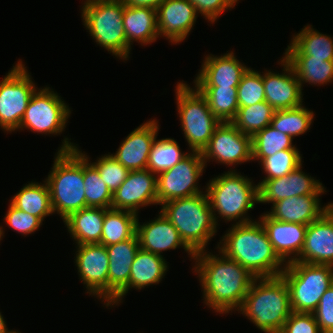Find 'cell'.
Instances as JSON below:
<instances>
[{"instance_id": "60d3db41", "label": "cell", "mask_w": 333, "mask_h": 333, "mask_svg": "<svg viewBox=\"0 0 333 333\" xmlns=\"http://www.w3.org/2000/svg\"><path fill=\"white\" fill-rule=\"evenodd\" d=\"M91 163L97 168L101 179L112 194L125 181L129 170L118 162L110 153L100 156L96 162Z\"/></svg>"}, {"instance_id": "e575fe53", "label": "cell", "mask_w": 333, "mask_h": 333, "mask_svg": "<svg viewBox=\"0 0 333 333\" xmlns=\"http://www.w3.org/2000/svg\"><path fill=\"white\" fill-rule=\"evenodd\" d=\"M314 116V112L304 107V104L291 109L275 110L270 126L294 139L310 130Z\"/></svg>"}, {"instance_id": "ab89813d", "label": "cell", "mask_w": 333, "mask_h": 333, "mask_svg": "<svg viewBox=\"0 0 333 333\" xmlns=\"http://www.w3.org/2000/svg\"><path fill=\"white\" fill-rule=\"evenodd\" d=\"M239 107L252 106L265 101V91L260 71L248 68L237 86Z\"/></svg>"}, {"instance_id": "f546056e", "label": "cell", "mask_w": 333, "mask_h": 333, "mask_svg": "<svg viewBox=\"0 0 333 333\" xmlns=\"http://www.w3.org/2000/svg\"><path fill=\"white\" fill-rule=\"evenodd\" d=\"M17 209L39 217L42 221L46 216L53 215L50 190L47 182L31 181L25 184L9 201Z\"/></svg>"}, {"instance_id": "ba28073f", "label": "cell", "mask_w": 333, "mask_h": 333, "mask_svg": "<svg viewBox=\"0 0 333 333\" xmlns=\"http://www.w3.org/2000/svg\"><path fill=\"white\" fill-rule=\"evenodd\" d=\"M183 80L175 86L180 126L190 151L202 152L221 122L211 112L206 98Z\"/></svg>"}, {"instance_id": "d4e9b609", "label": "cell", "mask_w": 333, "mask_h": 333, "mask_svg": "<svg viewBox=\"0 0 333 333\" xmlns=\"http://www.w3.org/2000/svg\"><path fill=\"white\" fill-rule=\"evenodd\" d=\"M326 191L322 186L315 194L292 196L275 202L266 213L277 221L309 225L318 220L333 205V202L321 205L320 197Z\"/></svg>"}, {"instance_id": "ac0fdd59", "label": "cell", "mask_w": 333, "mask_h": 333, "mask_svg": "<svg viewBox=\"0 0 333 333\" xmlns=\"http://www.w3.org/2000/svg\"><path fill=\"white\" fill-rule=\"evenodd\" d=\"M136 235L142 250L164 256V251L183 248L190 255L188 257L194 260L195 253L185 244L178 230L161 211L153 220L143 224H140L138 215Z\"/></svg>"}, {"instance_id": "7c38bea8", "label": "cell", "mask_w": 333, "mask_h": 333, "mask_svg": "<svg viewBox=\"0 0 333 333\" xmlns=\"http://www.w3.org/2000/svg\"><path fill=\"white\" fill-rule=\"evenodd\" d=\"M204 168L206 165L201 152L190 151L171 169L159 173L157 175L158 205L161 206L173 199L187 198L205 192L198 185Z\"/></svg>"}, {"instance_id": "277c9868", "label": "cell", "mask_w": 333, "mask_h": 333, "mask_svg": "<svg viewBox=\"0 0 333 333\" xmlns=\"http://www.w3.org/2000/svg\"><path fill=\"white\" fill-rule=\"evenodd\" d=\"M264 333H279L292 313L290 293L284 278H255L237 310Z\"/></svg>"}, {"instance_id": "5bb4252c", "label": "cell", "mask_w": 333, "mask_h": 333, "mask_svg": "<svg viewBox=\"0 0 333 333\" xmlns=\"http://www.w3.org/2000/svg\"><path fill=\"white\" fill-rule=\"evenodd\" d=\"M75 266L86 293L102 300L108 308L109 258L106 246L100 243L76 245Z\"/></svg>"}, {"instance_id": "8d00e7d4", "label": "cell", "mask_w": 333, "mask_h": 333, "mask_svg": "<svg viewBox=\"0 0 333 333\" xmlns=\"http://www.w3.org/2000/svg\"><path fill=\"white\" fill-rule=\"evenodd\" d=\"M297 148L293 144V138L282 133L270 125L260 130L252 137V158L260 162L275 153L284 150Z\"/></svg>"}, {"instance_id": "4316f807", "label": "cell", "mask_w": 333, "mask_h": 333, "mask_svg": "<svg viewBox=\"0 0 333 333\" xmlns=\"http://www.w3.org/2000/svg\"><path fill=\"white\" fill-rule=\"evenodd\" d=\"M284 56H311L312 58L333 61V37L314 29L307 24L300 32L292 35Z\"/></svg>"}, {"instance_id": "cb8c5ba5", "label": "cell", "mask_w": 333, "mask_h": 333, "mask_svg": "<svg viewBox=\"0 0 333 333\" xmlns=\"http://www.w3.org/2000/svg\"><path fill=\"white\" fill-rule=\"evenodd\" d=\"M258 219L279 258L285 264L296 261L302 252L308 225L277 221L265 212Z\"/></svg>"}, {"instance_id": "2e32d148", "label": "cell", "mask_w": 333, "mask_h": 333, "mask_svg": "<svg viewBox=\"0 0 333 333\" xmlns=\"http://www.w3.org/2000/svg\"><path fill=\"white\" fill-rule=\"evenodd\" d=\"M139 239L135 234L128 240L106 246L109 258L108 268V307L119 306L127 294L131 266L137 251Z\"/></svg>"}, {"instance_id": "d6986e66", "label": "cell", "mask_w": 333, "mask_h": 333, "mask_svg": "<svg viewBox=\"0 0 333 333\" xmlns=\"http://www.w3.org/2000/svg\"><path fill=\"white\" fill-rule=\"evenodd\" d=\"M198 74L193 80L195 87H237L249 68L240 62L233 51L204 57Z\"/></svg>"}, {"instance_id": "30bf717a", "label": "cell", "mask_w": 333, "mask_h": 333, "mask_svg": "<svg viewBox=\"0 0 333 333\" xmlns=\"http://www.w3.org/2000/svg\"><path fill=\"white\" fill-rule=\"evenodd\" d=\"M50 87L37 88L32 94L19 130H30L42 135H60L65 131L71 108Z\"/></svg>"}, {"instance_id": "8fae6325", "label": "cell", "mask_w": 333, "mask_h": 333, "mask_svg": "<svg viewBox=\"0 0 333 333\" xmlns=\"http://www.w3.org/2000/svg\"><path fill=\"white\" fill-rule=\"evenodd\" d=\"M36 87L23 61L15 66L0 81V128L12 133L19 129L28 102Z\"/></svg>"}, {"instance_id": "74e56055", "label": "cell", "mask_w": 333, "mask_h": 333, "mask_svg": "<svg viewBox=\"0 0 333 333\" xmlns=\"http://www.w3.org/2000/svg\"><path fill=\"white\" fill-rule=\"evenodd\" d=\"M189 152H182L174 138L154 140L148 158L147 169L158 175L171 169L175 164L184 159Z\"/></svg>"}, {"instance_id": "ffe728a7", "label": "cell", "mask_w": 333, "mask_h": 333, "mask_svg": "<svg viewBox=\"0 0 333 333\" xmlns=\"http://www.w3.org/2000/svg\"><path fill=\"white\" fill-rule=\"evenodd\" d=\"M198 16L188 0H165L157 8L159 36L171 44H180L193 30Z\"/></svg>"}, {"instance_id": "d6a6232c", "label": "cell", "mask_w": 333, "mask_h": 333, "mask_svg": "<svg viewBox=\"0 0 333 333\" xmlns=\"http://www.w3.org/2000/svg\"><path fill=\"white\" fill-rule=\"evenodd\" d=\"M206 98L214 116L221 122H232L238 112L237 87H196Z\"/></svg>"}, {"instance_id": "52a82bcc", "label": "cell", "mask_w": 333, "mask_h": 333, "mask_svg": "<svg viewBox=\"0 0 333 333\" xmlns=\"http://www.w3.org/2000/svg\"><path fill=\"white\" fill-rule=\"evenodd\" d=\"M122 0H84L81 18L92 39L118 59L127 61L131 49L123 25Z\"/></svg>"}, {"instance_id": "4fadbf2b", "label": "cell", "mask_w": 333, "mask_h": 333, "mask_svg": "<svg viewBox=\"0 0 333 333\" xmlns=\"http://www.w3.org/2000/svg\"><path fill=\"white\" fill-rule=\"evenodd\" d=\"M201 155L206 167L211 160L227 167L253 161L252 137L239 131L231 122L221 123Z\"/></svg>"}, {"instance_id": "8992f818", "label": "cell", "mask_w": 333, "mask_h": 333, "mask_svg": "<svg viewBox=\"0 0 333 333\" xmlns=\"http://www.w3.org/2000/svg\"><path fill=\"white\" fill-rule=\"evenodd\" d=\"M161 206L160 211L194 253L207 250L208 242L216 236L218 225L206 191L187 198L173 199Z\"/></svg>"}, {"instance_id": "bcb514c9", "label": "cell", "mask_w": 333, "mask_h": 333, "mask_svg": "<svg viewBox=\"0 0 333 333\" xmlns=\"http://www.w3.org/2000/svg\"><path fill=\"white\" fill-rule=\"evenodd\" d=\"M4 316L2 315V312L0 311V333H21L18 330H8L6 321L4 320Z\"/></svg>"}, {"instance_id": "1f68e13d", "label": "cell", "mask_w": 333, "mask_h": 333, "mask_svg": "<svg viewBox=\"0 0 333 333\" xmlns=\"http://www.w3.org/2000/svg\"><path fill=\"white\" fill-rule=\"evenodd\" d=\"M137 218L138 215L129 211L105 208L100 244L110 246L133 237Z\"/></svg>"}, {"instance_id": "3957f363", "label": "cell", "mask_w": 333, "mask_h": 333, "mask_svg": "<svg viewBox=\"0 0 333 333\" xmlns=\"http://www.w3.org/2000/svg\"><path fill=\"white\" fill-rule=\"evenodd\" d=\"M63 139L45 179L50 190L53 212L61 216L62 220L74 212L87 208L83 154L77 144L70 141L71 139L68 137Z\"/></svg>"}, {"instance_id": "6da1fadb", "label": "cell", "mask_w": 333, "mask_h": 333, "mask_svg": "<svg viewBox=\"0 0 333 333\" xmlns=\"http://www.w3.org/2000/svg\"><path fill=\"white\" fill-rule=\"evenodd\" d=\"M217 252L216 255L207 250L195 253L192 273L198 275L203 303L223 315L240 308L256 277L237 261Z\"/></svg>"}, {"instance_id": "7402d4cb", "label": "cell", "mask_w": 333, "mask_h": 333, "mask_svg": "<svg viewBox=\"0 0 333 333\" xmlns=\"http://www.w3.org/2000/svg\"><path fill=\"white\" fill-rule=\"evenodd\" d=\"M302 164L288 175L258 182L259 203L278 202L292 196L315 194L323 184L302 171Z\"/></svg>"}, {"instance_id": "ee69618b", "label": "cell", "mask_w": 333, "mask_h": 333, "mask_svg": "<svg viewBox=\"0 0 333 333\" xmlns=\"http://www.w3.org/2000/svg\"><path fill=\"white\" fill-rule=\"evenodd\" d=\"M279 333H322L313 313L292 312Z\"/></svg>"}, {"instance_id": "f1b7e54d", "label": "cell", "mask_w": 333, "mask_h": 333, "mask_svg": "<svg viewBox=\"0 0 333 333\" xmlns=\"http://www.w3.org/2000/svg\"><path fill=\"white\" fill-rule=\"evenodd\" d=\"M167 263L164 256L140 248L131 266L127 293L132 288L143 290L145 287L159 284L168 271Z\"/></svg>"}, {"instance_id": "f6af8a7d", "label": "cell", "mask_w": 333, "mask_h": 333, "mask_svg": "<svg viewBox=\"0 0 333 333\" xmlns=\"http://www.w3.org/2000/svg\"><path fill=\"white\" fill-rule=\"evenodd\" d=\"M313 315L322 333H333V285L321 297Z\"/></svg>"}, {"instance_id": "83f0119b", "label": "cell", "mask_w": 333, "mask_h": 333, "mask_svg": "<svg viewBox=\"0 0 333 333\" xmlns=\"http://www.w3.org/2000/svg\"><path fill=\"white\" fill-rule=\"evenodd\" d=\"M105 208L87 207L63 220L77 245L100 243Z\"/></svg>"}, {"instance_id": "5b68a950", "label": "cell", "mask_w": 333, "mask_h": 333, "mask_svg": "<svg viewBox=\"0 0 333 333\" xmlns=\"http://www.w3.org/2000/svg\"><path fill=\"white\" fill-rule=\"evenodd\" d=\"M230 169L206 183L205 191L218 226L220 217L225 223L235 221V224H243L255 221L248 216V211L259 203L258 184H254L252 178L237 172V169Z\"/></svg>"}, {"instance_id": "484cf974", "label": "cell", "mask_w": 333, "mask_h": 333, "mask_svg": "<svg viewBox=\"0 0 333 333\" xmlns=\"http://www.w3.org/2000/svg\"><path fill=\"white\" fill-rule=\"evenodd\" d=\"M123 25L127 44L130 48L133 42L142 46L154 43L159 37L157 9L151 7H124Z\"/></svg>"}, {"instance_id": "e0dca14e", "label": "cell", "mask_w": 333, "mask_h": 333, "mask_svg": "<svg viewBox=\"0 0 333 333\" xmlns=\"http://www.w3.org/2000/svg\"><path fill=\"white\" fill-rule=\"evenodd\" d=\"M278 62L283 67L281 73L271 71L272 69L261 72L265 101L275 110L298 107L303 104L304 99L299 79L283 57Z\"/></svg>"}, {"instance_id": "44dd1931", "label": "cell", "mask_w": 333, "mask_h": 333, "mask_svg": "<svg viewBox=\"0 0 333 333\" xmlns=\"http://www.w3.org/2000/svg\"><path fill=\"white\" fill-rule=\"evenodd\" d=\"M159 127L155 118L142 123L122 140L116 153L111 155L129 171L147 169L149 154Z\"/></svg>"}, {"instance_id": "9a60e30c", "label": "cell", "mask_w": 333, "mask_h": 333, "mask_svg": "<svg viewBox=\"0 0 333 333\" xmlns=\"http://www.w3.org/2000/svg\"><path fill=\"white\" fill-rule=\"evenodd\" d=\"M151 205H158L157 175L148 169L129 171L113 194L111 208L138 215L139 209Z\"/></svg>"}, {"instance_id": "4dcf8cb0", "label": "cell", "mask_w": 333, "mask_h": 333, "mask_svg": "<svg viewBox=\"0 0 333 333\" xmlns=\"http://www.w3.org/2000/svg\"><path fill=\"white\" fill-rule=\"evenodd\" d=\"M283 58L293 68L301 88L305 83L324 86L333 81V61H325L311 56H283Z\"/></svg>"}, {"instance_id": "d590c367", "label": "cell", "mask_w": 333, "mask_h": 333, "mask_svg": "<svg viewBox=\"0 0 333 333\" xmlns=\"http://www.w3.org/2000/svg\"><path fill=\"white\" fill-rule=\"evenodd\" d=\"M274 113L275 109L263 101L252 106L239 107L237 115L231 123L245 135L253 137L270 125Z\"/></svg>"}, {"instance_id": "b9f144b4", "label": "cell", "mask_w": 333, "mask_h": 333, "mask_svg": "<svg viewBox=\"0 0 333 333\" xmlns=\"http://www.w3.org/2000/svg\"><path fill=\"white\" fill-rule=\"evenodd\" d=\"M4 220L9 228L23 236L33 234L39 230L43 224V221L39 217L19 210L11 203L8 206V211L4 216Z\"/></svg>"}, {"instance_id": "7bdbcfd3", "label": "cell", "mask_w": 333, "mask_h": 333, "mask_svg": "<svg viewBox=\"0 0 333 333\" xmlns=\"http://www.w3.org/2000/svg\"><path fill=\"white\" fill-rule=\"evenodd\" d=\"M196 9L198 14L204 16L209 23L216 22L218 17L235 7L237 0H188Z\"/></svg>"}, {"instance_id": "f35d334b", "label": "cell", "mask_w": 333, "mask_h": 333, "mask_svg": "<svg viewBox=\"0 0 333 333\" xmlns=\"http://www.w3.org/2000/svg\"><path fill=\"white\" fill-rule=\"evenodd\" d=\"M302 158L298 148L284 149L264 158L260 162L266 175L262 180H273L288 175L303 164Z\"/></svg>"}, {"instance_id": "603a6c76", "label": "cell", "mask_w": 333, "mask_h": 333, "mask_svg": "<svg viewBox=\"0 0 333 333\" xmlns=\"http://www.w3.org/2000/svg\"><path fill=\"white\" fill-rule=\"evenodd\" d=\"M297 262L333 266V205L307 226Z\"/></svg>"}, {"instance_id": "7dc6e473", "label": "cell", "mask_w": 333, "mask_h": 333, "mask_svg": "<svg viewBox=\"0 0 333 333\" xmlns=\"http://www.w3.org/2000/svg\"><path fill=\"white\" fill-rule=\"evenodd\" d=\"M3 229H4V227L0 225V241L4 237V233H5V231Z\"/></svg>"}, {"instance_id": "9c48e42d", "label": "cell", "mask_w": 333, "mask_h": 333, "mask_svg": "<svg viewBox=\"0 0 333 333\" xmlns=\"http://www.w3.org/2000/svg\"><path fill=\"white\" fill-rule=\"evenodd\" d=\"M289 288L292 312L313 313L333 285V266L291 262L280 274Z\"/></svg>"}, {"instance_id": "836d02e7", "label": "cell", "mask_w": 333, "mask_h": 333, "mask_svg": "<svg viewBox=\"0 0 333 333\" xmlns=\"http://www.w3.org/2000/svg\"><path fill=\"white\" fill-rule=\"evenodd\" d=\"M81 153L83 154L84 193L87 207L111 208L113 194L101 179L97 168L91 163L89 155L82 150Z\"/></svg>"}, {"instance_id": "7a4b0ae2", "label": "cell", "mask_w": 333, "mask_h": 333, "mask_svg": "<svg viewBox=\"0 0 333 333\" xmlns=\"http://www.w3.org/2000/svg\"><path fill=\"white\" fill-rule=\"evenodd\" d=\"M219 241L215 248L256 278L279 276L286 267L259 220L233 223Z\"/></svg>"}]
</instances>
